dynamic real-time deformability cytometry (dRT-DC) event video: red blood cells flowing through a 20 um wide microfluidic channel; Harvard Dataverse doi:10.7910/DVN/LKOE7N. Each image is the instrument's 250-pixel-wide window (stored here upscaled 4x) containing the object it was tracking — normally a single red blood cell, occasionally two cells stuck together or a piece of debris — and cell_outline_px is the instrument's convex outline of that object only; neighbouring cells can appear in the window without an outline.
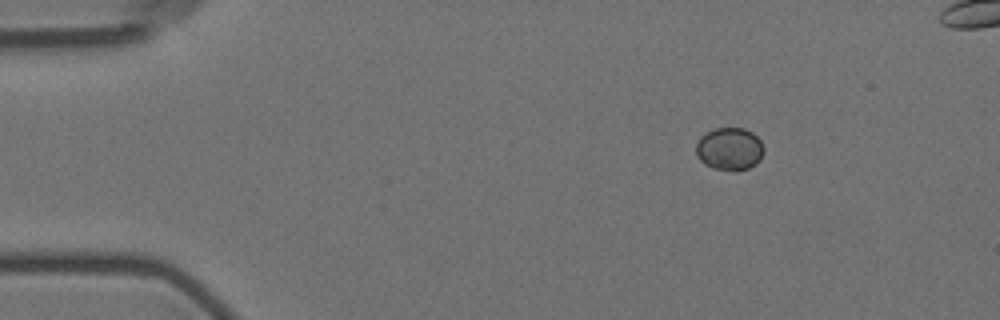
{"species": "Egyptian fruit bat (a non-hibernating species)", "species_latin": "Rousettus aegyptiacus", "temperature_condition": "room temperature", "stored_images_in_passage": 9, "camera_frame_rate_fps": 3000, "um_per_image_px": 0.085, "animal": {"sex": "female"}, "frame": {"image": 1, "passage_image": 1, "time_ms": 0.0, "image_size_px": [1000, 320], "cell_outline_px": [[764, 152], [760, 160], [756, 164], [748, 168], [736, 172], [732, 172], [712, 168], [704, 164], [696, 156], [696, 144], [700, 136], [716, 128], [744, 128], [752, 132], [760, 140], [764, 148]], "centroid_in_image_um": [62.01, 12.68], "position_along_channel_um": 23.0, "area_um2": 17.17}}
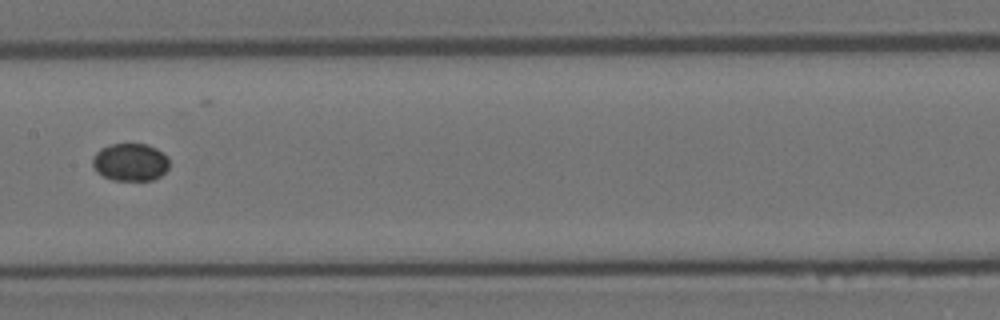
{"frame": {"image": 2, "passage_image": 7, "time_ms": 7.0, "image_size_px": [1000, 320], "cell_outline_px": [[168, 168], [160, 176], [152, 180], [112, 180], [96, 172], [92, 164], [92, 156], [100, 148], [112, 144], [148, 144], [156, 148], [168, 156]], "centroid_in_image_um": [11.06, 13.78], "position_along_channel_um": 196.3, "area_um2": 16.94}}
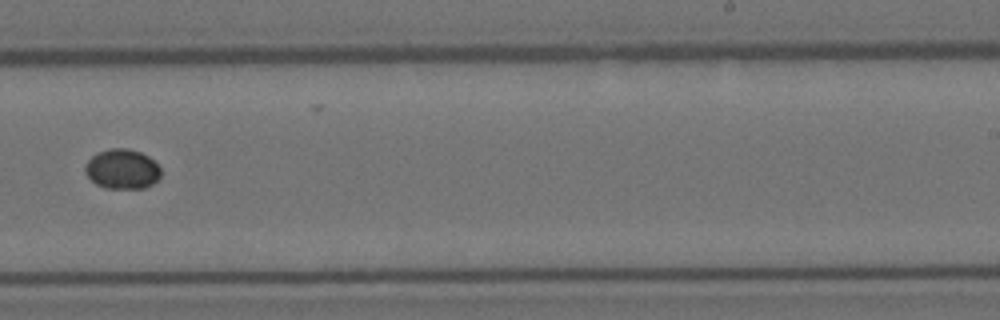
{"frame": {"image": 3, "passage_image": 9, "time_ms": 9.333, "image_size_px": [1000, 320], "cell_outline_px": [[160, 176], [152, 184], [144, 188], [104, 188], [96, 184], [84, 172], [84, 164], [96, 152], [112, 148], [128, 148], [140, 152], [148, 156], [160, 168]], "centroid_in_image_um": [10.35, 14.36], "position_along_channel_um": 278.7, "area_um2": 17.57}}